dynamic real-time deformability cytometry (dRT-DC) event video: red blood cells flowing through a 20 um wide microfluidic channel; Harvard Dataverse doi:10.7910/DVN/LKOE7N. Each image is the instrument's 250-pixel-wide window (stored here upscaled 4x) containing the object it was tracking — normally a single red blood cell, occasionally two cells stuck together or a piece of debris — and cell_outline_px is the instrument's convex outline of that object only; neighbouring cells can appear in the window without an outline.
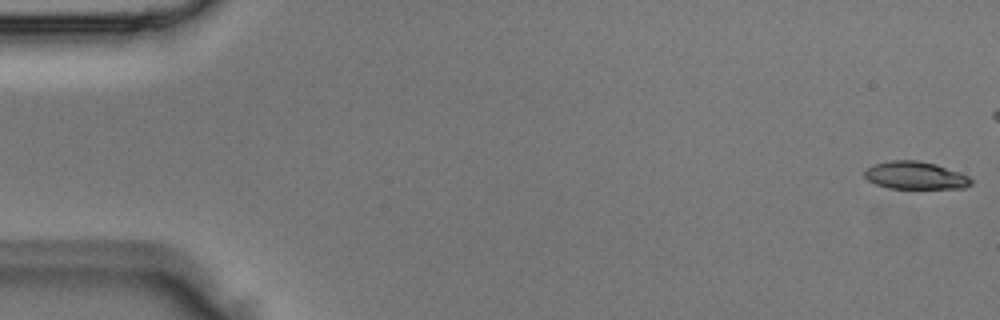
{"species": "Egyptian fruit bat (a non-hibernating species)", "species_latin": "Rousettus aegyptiacus", "temperature_condition": "room temperature", "stored_images_in_passage": 6, "camera_frame_rate_fps": 3000, "um_per_image_px": 0.085, "animal": {"sex": "male"}, "frame": {"image": 1, "passage_image": 1, "time_ms": 0.0, "image_size_px": [1000, 320], "cell_outline_px": [[972, 184], [964, 188], [888, 188], [876, 184], [868, 180], [864, 176], [864, 172], [868, 168], [876, 164], [892, 160], [916, 160], [936, 164], [968, 176], [972, 180]], "centroid_in_image_um": [77.8, 14.92], "position_along_channel_um": 7.2, "area_um2": 16.94}}
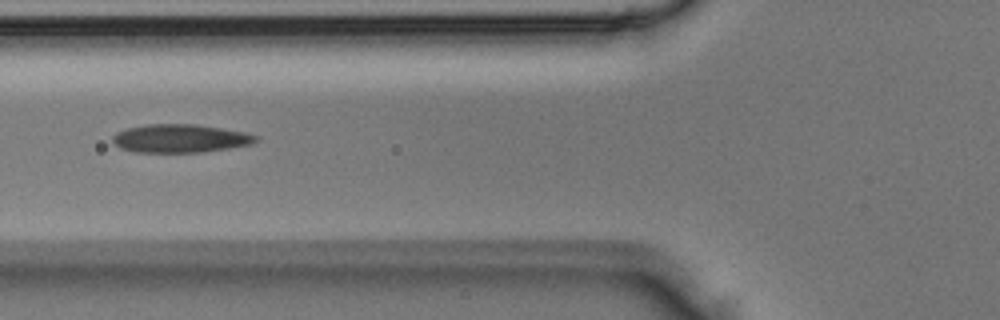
{"frame": {"image": 2, "passage_image": 6, "time_ms": 1.667, "image_size_px": [1000, 320], "cell_outline_px": [[260, 140], [252, 144], [204, 152], [136, 152], [120, 148], [112, 144], [112, 136], [116, 132], [128, 128], [148, 124], [192, 124], [220, 128], [244, 132], [260, 136]], "centroid_in_image_um": [15.31, 11.77], "position_along_channel_um": 110.5, "area_um2": 23.7}}